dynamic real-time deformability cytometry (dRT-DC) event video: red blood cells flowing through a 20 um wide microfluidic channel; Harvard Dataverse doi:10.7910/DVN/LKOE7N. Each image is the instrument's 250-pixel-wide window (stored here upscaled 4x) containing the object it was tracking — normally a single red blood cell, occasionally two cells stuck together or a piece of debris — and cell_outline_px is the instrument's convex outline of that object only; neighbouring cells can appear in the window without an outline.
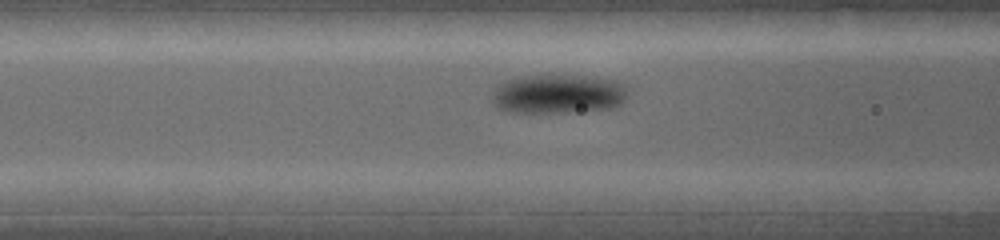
{"species": "common noctule bat (a hibernating species)", "species_latin": "Nyctalus noctula", "temperature_condition": "warm", "stored_images_in_passage": 6, "segment_of_instrument_passage": [2, 2], "camera_frame_rate_fps": 5000, "um_per_image_px": 0.085, "animal": {"sex": "female", "body_mass_g": 19.0, "forearm_length_mm": 53.3}, "frame": {"image": 1, "passage_image": 6, "time_ms": 1.0, "image_size_px": [1000, 240], "cell_outline_px": [[864, 200], [860, 212], [748, 212], [724, 200], [732, 192], [852, 192], [860, 196]], "centroid_in_image_um": [67.72, 17.15], "position_along_channel_um": 98.9, "area_um2": 18.5}}